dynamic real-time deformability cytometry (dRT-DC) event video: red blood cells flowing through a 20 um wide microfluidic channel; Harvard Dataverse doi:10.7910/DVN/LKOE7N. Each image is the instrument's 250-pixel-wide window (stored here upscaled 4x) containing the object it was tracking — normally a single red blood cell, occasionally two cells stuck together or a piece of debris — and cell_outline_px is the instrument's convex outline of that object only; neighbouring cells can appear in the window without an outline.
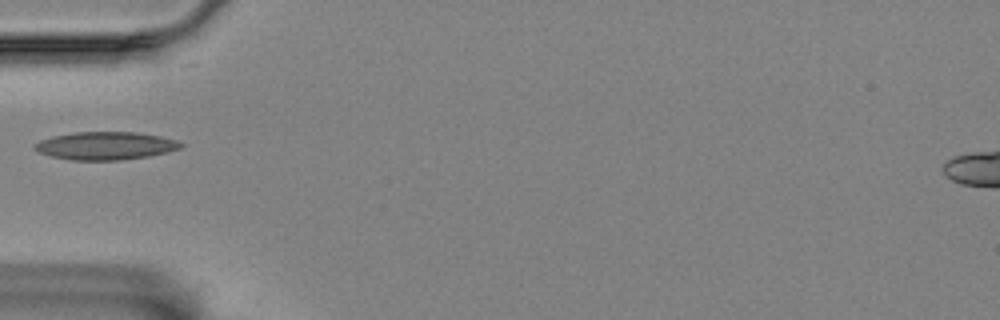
{"species": "Egyptian fruit bat (a non-hibernating species)", "species_latin": "Rousettus aegyptiacus", "temperature_condition": "room temperature", "stored_images_in_passage": 40, "camera_frame_rate_fps": 3000, "um_per_image_px": 0.085, "animal": {"sex": "female"}, "frame": {"image": 1, "passage_image": 1, "time_ms": 0.0, "image_size_px": [1000, 320], "cell_outline_px": [[184, 144], [180, 148], [168, 152], [148, 156], [120, 160], [72, 160], [52, 156], [40, 152], [32, 148], [40, 140], [52, 136], [72, 132], [136, 132], [160, 136], [176, 140]], "centroid_in_image_um": [8.97, 12.38], "position_along_channel_um": 76.0, "area_um2": 23.7}}
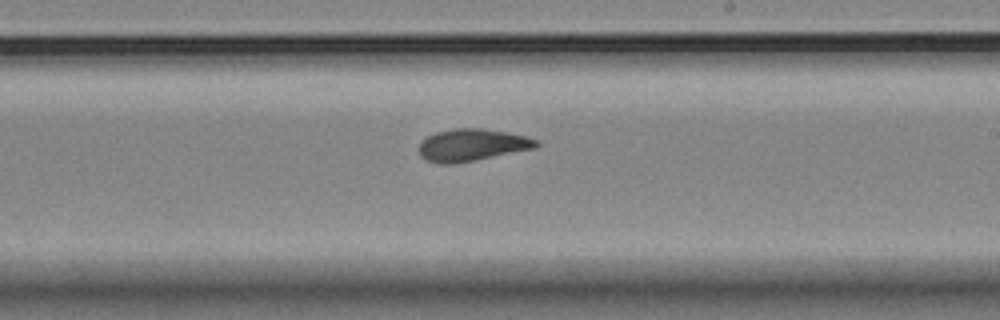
{"frame": {"image": 2, "passage_image": 16, "time_ms": 5.0, "image_size_px": [1000, 320], "cell_outline_px": [[540, 144], [536, 148], [452, 164], [440, 164], [424, 160], [420, 156], [420, 144], [428, 136], [436, 132], [456, 128], [484, 128], [508, 132], [528, 136], [536, 140]], "centroid_in_image_um": [40.13, 12.32], "position_along_channel_um": 248.9, "area_um2": 21.91}}
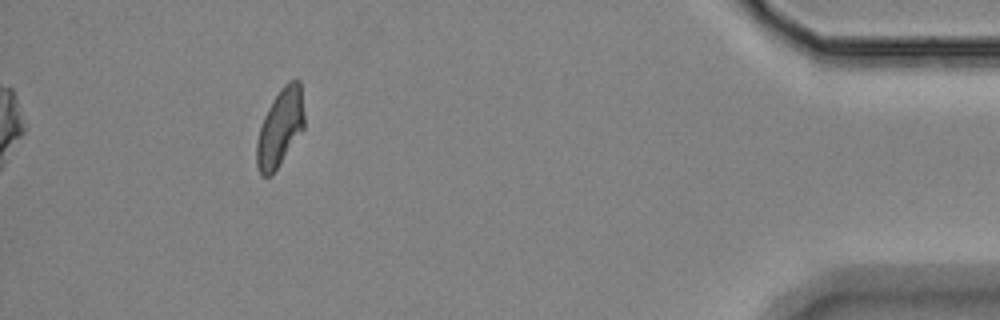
{"frame": {"image": 3, "passage_image": 35, "time_ms": 11.333, "image_size_px": [1000, 320], "cell_outline_px": [[304, 128], [272, 176], [260, 176], [256, 164], [256, 144], [260, 128], [264, 116], [268, 108], [280, 88], [288, 80], [300, 80], [304, 116]], "centroid_in_image_um": [23.8, 10.87], "position_along_channel_um": 411.4, "area_um2": 21.5}}